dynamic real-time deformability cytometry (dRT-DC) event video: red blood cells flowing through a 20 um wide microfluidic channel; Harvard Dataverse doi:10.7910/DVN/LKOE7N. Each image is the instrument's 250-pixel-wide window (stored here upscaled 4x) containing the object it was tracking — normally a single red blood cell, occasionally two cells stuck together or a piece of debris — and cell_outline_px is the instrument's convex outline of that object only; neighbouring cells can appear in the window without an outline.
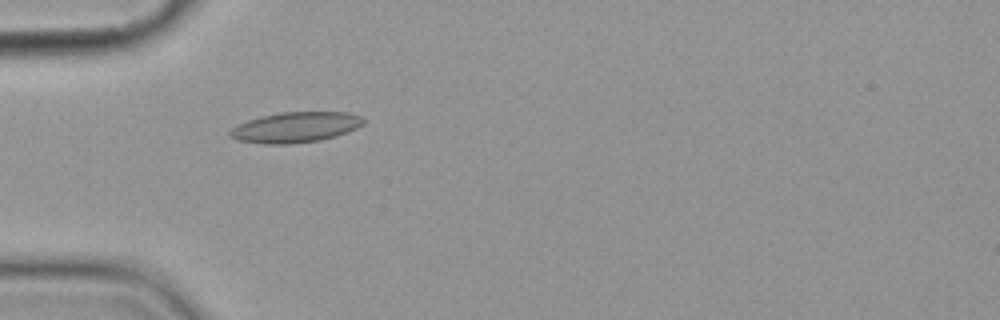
{"species": "common noctule bat (a hibernating species)", "species_latin": "Nyctalus noctula", "temperature_condition": "cold", "stored_images_in_passage": 6, "camera_frame_rate_fps": 3000, "um_per_image_px": 0.085, "animal": {"sex": "female", "body_mass_g": 19.9}, "frame": {"image": 1, "passage_image": 5, "time_ms": 5.667, "image_size_px": [1000, 320], "cell_outline_px": [[364, 124], [348, 132], [336, 136], [320, 140], [292, 144], [264, 144], [236, 140], [228, 136], [228, 132], [236, 124], [260, 116], [280, 112], [348, 112], [360, 116], [364, 120]], "centroid_in_image_um": [25.08, 10.82], "position_along_channel_um": 59.9, "area_um2": 23.93}}
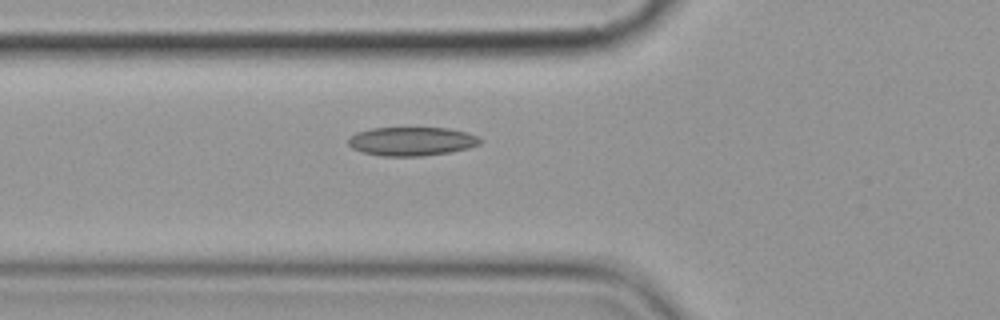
{"frame": {"image": 2, "passage_image": 6, "time_ms": 6.667, "image_size_px": [1000, 320], "cell_outline_px": [[480, 144], [468, 148], [448, 152], [420, 156], [380, 156], [360, 152], [352, 148], [348, 144], [348, 140], [356, 132], [372, 128], [448, 128], [468, 132], [476, 136], [480, 140]], "centroid_in_image_um": [34.96, 12.01], "position_along_channel_um": 90.8, "area_um2": 22.02}}